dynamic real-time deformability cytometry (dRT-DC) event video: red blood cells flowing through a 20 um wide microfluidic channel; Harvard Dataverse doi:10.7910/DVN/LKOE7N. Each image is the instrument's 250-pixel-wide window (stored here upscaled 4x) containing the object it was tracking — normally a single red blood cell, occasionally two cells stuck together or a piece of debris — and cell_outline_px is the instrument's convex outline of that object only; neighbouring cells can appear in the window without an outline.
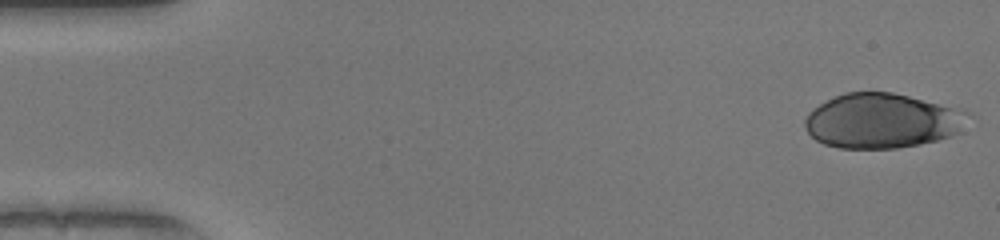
{"species": "human", "species_latin": "Homo sapiens", "temperature_condition": "warm", "stored_images_in_passage": 49, "camera_frame_rate_fps": 3000, "um_per_image_px": 0.085, "donor": {"sex": "female"}, "frame": {"image": 1, "passage_image": 1, "time_ms": 0.0, "image_size_px": [1000, 240], "cell_outline_px": [[956, 132], [948, 136], [936, 140], [920, 144], [896, 148], [840, 148], [824, 144], [816, 140], [808, 132], [804, 124], [804, 120], [808, 112], [820, 104], [844, 92], [892, 92], [908, 96], [952, 108], [956, 112]], "centroid_in_image_um": [74.71, 10.28], "position_along_channel_um": 10.3, "area_um2": 49.88}}
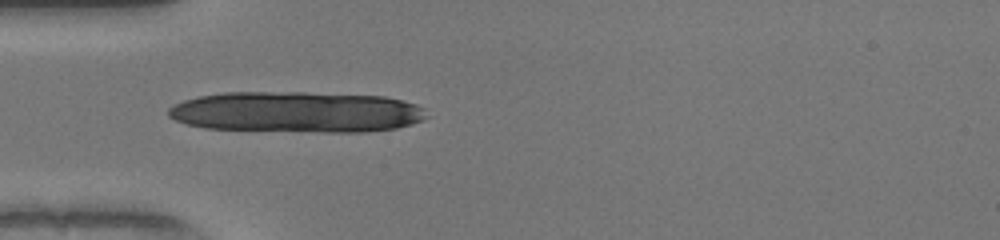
{"frame": {"image": 2, "passage_image": 15, "time_ms": 4.667, "image_size_px": [1000, 240], "cell_outline_px": [[428, 116], [424, 120], [412, 124], [396, 128], [364, 132], [324, 132], [204, 128], [188, 124], [176, 120], [168, 116], [168, 108], [172, 104], [184, 100], [200, 96], [224, 92], [304, 92], [384, 96], [404, 100], [416, 104], [424, 108]], "centroid_in_image_um": [25.24, 9.51], "position_along_channel_um": 59.8, "area_um2": 62.02}}